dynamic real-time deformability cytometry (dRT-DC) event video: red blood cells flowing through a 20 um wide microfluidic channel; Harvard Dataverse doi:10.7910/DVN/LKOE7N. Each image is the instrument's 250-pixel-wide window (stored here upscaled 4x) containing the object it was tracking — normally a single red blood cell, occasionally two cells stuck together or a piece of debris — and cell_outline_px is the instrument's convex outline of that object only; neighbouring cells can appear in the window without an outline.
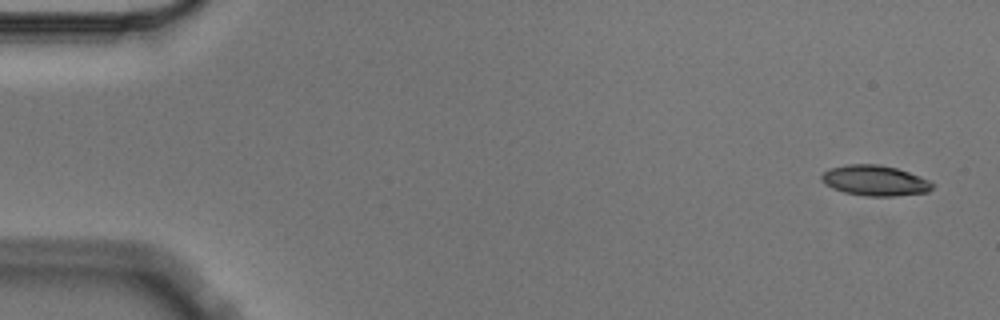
{"species": "Egyptian fruit bat (a non-hibernating species)", "species_latin": "Rousettus aegyptiacus", "temperature_condition": "cold", "stored_images_in_passage": 3, "camera_frame_rate_fps": 3000, "um_per_image_px": 0.085, "animal": {"sex": "male"}, "frame": {"image": 1, "passage_image": 1, "time_ms": 0.0, "image_size_px": [1000, 320], "cell_outline_px": [[936, 184], [928, 192], [896, 196], [864, 196], [844, 192], [832, 188], [824, 184], [820, 180], [820, 176], [828, 168], [848, 164], [880, 164], [896, 168], [920, 176]], "centroid_in_image_um": [74.35, 15.35], "position_along_channel_um": 10.7, "area_um2": 19.88}}